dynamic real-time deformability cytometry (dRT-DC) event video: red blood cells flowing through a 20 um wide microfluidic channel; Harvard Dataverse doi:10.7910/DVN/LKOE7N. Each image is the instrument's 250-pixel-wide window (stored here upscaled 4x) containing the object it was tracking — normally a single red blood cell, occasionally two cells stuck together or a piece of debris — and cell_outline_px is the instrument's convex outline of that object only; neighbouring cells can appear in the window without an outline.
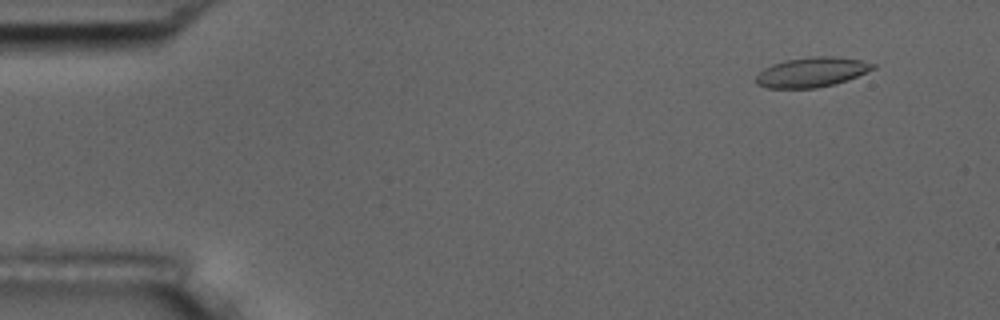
{"species": "common noctule bat (a hibernating species)", "species_latin": "Nyctalus noctula", "temperature_condition": "room temperature", "stored_images_in_passage": 5, "camera_frame_rate_fps": 3000, "um_per_image_px": 0.085, "animal": {"sex": "male", "body_mass_g": 17.5, "forearm_length_mm": 52.3}, "frame": {"image": 1, "passage_image": 1, "time_ms": 0.0, "image_size_px": [1000, 320], "cell_outline_px": [[876, 68], [848, 80], [836, 84], [816, 88], [768, 88], [756, 84], [756, 76], [764, 68], [772, 64], [784, 60], [816, 56], [832, 56], [860, 60], [876, 64]], "centroid_in_image_um": [69.01, 6.14], "position_along_channel_um": 16.0, "area_um2": 20.35}}
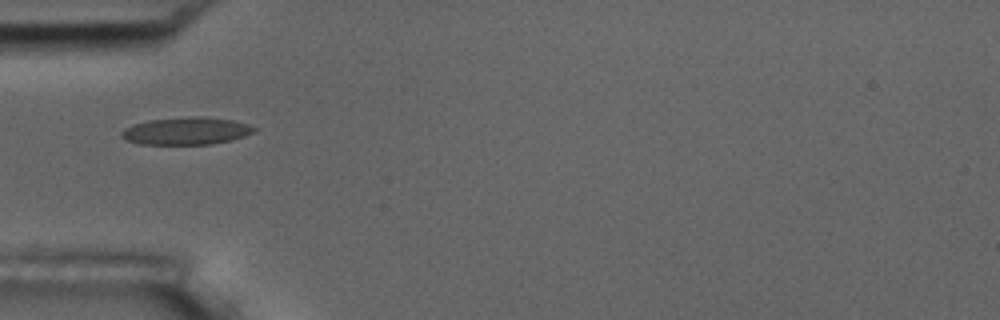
{"frame": {"image": 2, "passage_image": 4, "time_ms": 4.333, "image_size_px": [1000, 320], "cell_outline_px": [[256, 132], [232, 140], [212, 144], [140, 144], [128, 140], [120, 136], [120, 132], [124, 128], [132, 124], [148, 120], [196, 116], [204, 116], [232, 120], [248, 124], [256, 128]], "centroid_in_image_um": [15.84, 11.13], "position_along_channel_um": 69.2, "area_um2": 21.27}}